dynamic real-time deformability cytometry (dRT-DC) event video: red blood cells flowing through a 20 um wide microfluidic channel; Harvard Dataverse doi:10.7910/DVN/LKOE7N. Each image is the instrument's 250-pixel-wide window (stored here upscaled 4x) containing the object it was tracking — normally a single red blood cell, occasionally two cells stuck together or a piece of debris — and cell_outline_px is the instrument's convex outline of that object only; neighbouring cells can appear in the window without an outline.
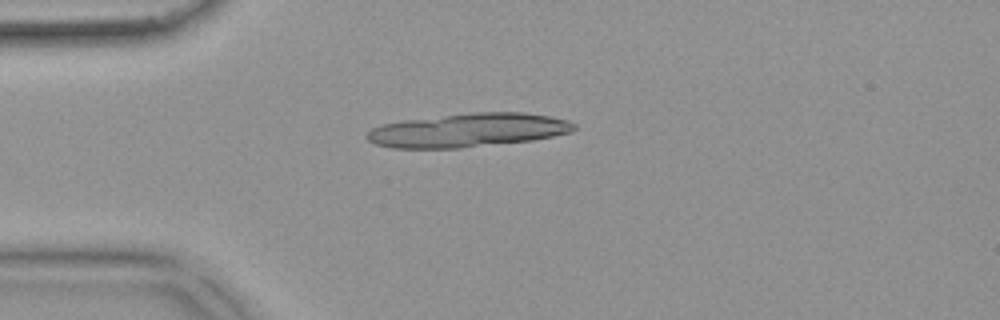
{"species": "common noctule bat (a hibernating species)", "species_latin": "Nyctalus noctula", "temperature_condition": "warm", "stored_images_in_passage": 22, "camera_frame_rate_fps": 3000, "um_per_image_px": 0.085, "animal": {"sex": "female", "body_mass_g": 18.4}, "frame": {"image": 1, "passage_image": 13, "time_ms": 4.0, "image_size_px": [1000, 320], "cell_outline_px": [[576, 128], [572, 132], [532, 140], [460, 148], [392, 148], [376, 144], [368, 140], [364, 136], [372, 128], [384, 124], [404, 120], [472, 112], [524, 112], [548, 116], [568, 120], [576, 124]], "centroid_in_image_um": [39.79, 11.07], "position_along_channel_um": 45.2, "area_um2": 40.63}}